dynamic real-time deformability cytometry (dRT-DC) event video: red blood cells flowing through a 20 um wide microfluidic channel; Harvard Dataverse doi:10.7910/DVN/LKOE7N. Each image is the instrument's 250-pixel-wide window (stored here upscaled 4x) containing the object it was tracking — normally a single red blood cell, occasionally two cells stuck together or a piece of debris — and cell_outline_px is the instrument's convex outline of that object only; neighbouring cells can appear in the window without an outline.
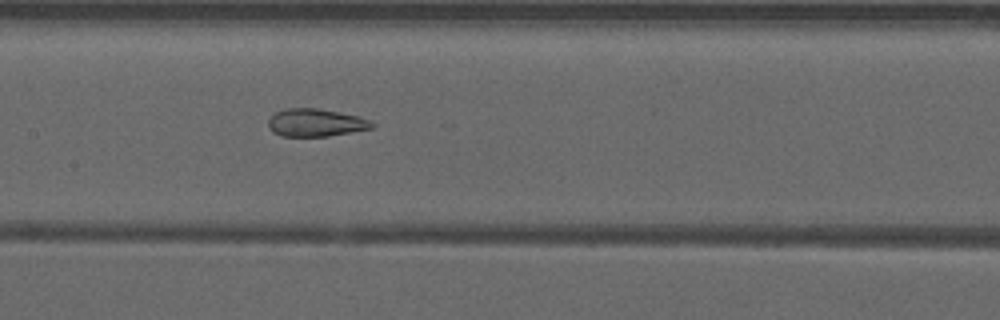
{"species": "common noctule bat (a hibernating species)", "species_latin": "Nyctalus noctula", "temperature_condition": "warm", "stored_images_in_passage": 35, "camera_frame_rate_fps": 3000, "um_per_image_px": 0.085, "animal": {"sex": "male", "forearm_length_mm": 52.5}, "frame": {"image": 1, "passage_image": 9, "time_ms": 2.667, "image_size_px": [1000, 320], "cell_outline_px": [[376, 124], [372, 128], [352, 132], [328, 136], [280, 136], [272, 132], [268, 128], [268, 120], [276, 112], [284, 108], [316, 108], [360, 116]], "centroid_in_image_um": [26.81, 10.43], "position_along_channel_um": 180.6, "area_um2": 16.82}}
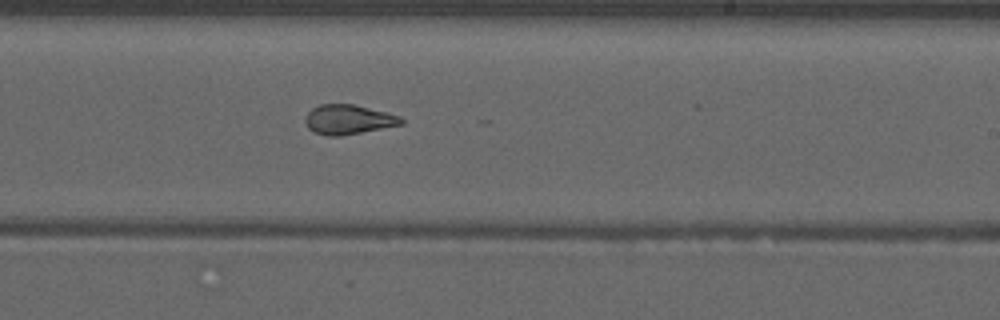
{"frame": {"image": 2, "passage_image": 15, "time_ms": 4.667, "image_size_px": [1000, 320], "cell_outline_px": [[404, 124], [340, 136], [328, 136], [316, 132], [308, 128], [304, 120], [304, 116], [312, 108], [320, 104], [352, 104], [400, 116], [404, 120]], "centroid_in_image_um": [29.58, 10.16], "position_along_channel_um": 259.4, "area_um2": 16.42}}
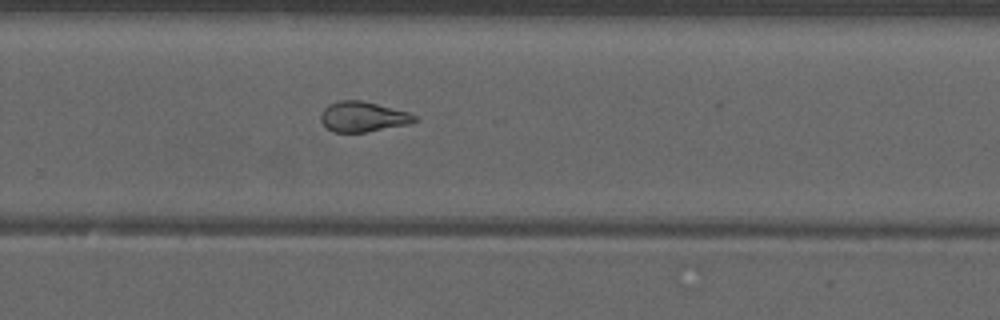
{"frame": {"image": 3, "passage_image": 18, "time_ms": 5.667, "image_size_px": [1000, 320], "cell_outline_px": [[420, 120], [408, 124], [364, 132], [332, 132], [320, 120], [320, 112], [328, 104], [340, 100], [360, 100], [408, 112], [416, 116]], "centroid_in_image_um": [30.82, 9.92], "position_along_channel_um": 299.0, "area_um2": 16.42}, "authors_computed_cell_mechanics": {"area_um2": 17.051, "velocity_mm_per_s": 3.9586, "shape_relaxation_time_tau1_ms": null, "shape_relaxation_time_tau2_ms": 1.4537, "deformation_change_tau1": null, "deformation_change_tau2": 0.086}}